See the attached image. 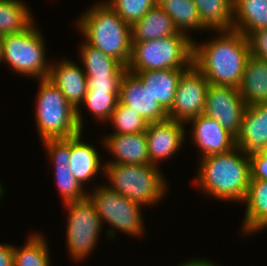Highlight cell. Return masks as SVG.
Segmentation results:
<instances>
[{
    "mask_svg": "<svg viewBox=\"0 0 267 266\" xmlns=\"http://www.w3.org/2000/svg\"><path fill=\"white\" fill-rule=\"evenodd\" d=\"M218 32L207 44L193 43V65L209 84L239 88L250 56L247 38L234 29Z\"/></svg>",
    "mask_w": 267,
    "mask_h": 266,
    "instance_id": "6da1fadb",
    "label": "cell"
},
{
    "mask_svg": "<svg viewBox=\"0 0 267 266\" xmlns=\"http://www.w3.org/2000/svg\"><path fill=\"white\" fill-rule=\"evenodd\" d=\"M198 170L196 182L204 193L223 201L244 202L251 180V163L249 155L240 148L201 158Z\"/></svg>",
    "mask_w": 267,
    "mask_h": 266,
    "instance_id": "7a4b0ae2",
    "label": "cell"
},
{
    "mask_svg": "<svg viewBox=\"0 0 267 266\" xmlns=\"http://www.w3.org/2000/svg\"><path fill=\"white\" fill-rule=\"evenodd\" d=\"M77 24L87 44L128 66L132 51L131 25L108 3L103 1L92 6Z\"/></svg>",
    "mask_w": 267,
    "mask_h": 266,
    "instance_id": "3957f363",
    "label": "cell"
},
{
    "mask_svg": "<svg viewBox=\"0 0 267 266\" xmlns=\"http://www.w3.org/2000/svg\"><path fill=\"white\" fill-rule=\"evenodd\" d=\"M193 43L190 36L179 32L143 42H132L128 71L186 69L193 64Z\"/></svg>",
    "mask_w": 267,
    "mask_h": 266,
    "instance_id": "277c9868",
    "label": "cell"
},
{
    "mask_svg": "<svg viewBox=\"0 0 267 266\" xmlns=\"http://www.w3.org/2000/svg\"><path fill=\"white\" fill-rule=\"evenodd\" d=\"M111 190L141 206L156 204L165 195L166 182L155 165L104 163Z\"/></svg>",
    "mask_w": 267,
    "mask_h": 266,
    "instance_id": "5b68a950",
    "label": "cell"
},
{
    "mask_svg": "<svg viewBox=\"0 0 267 266\" xmlns=\"http://www.w3.org/2000/svg\"><path fill=\"white\" fill-rule=\"evenodd\" d=\"M35 119L41 140L68 138L82 132L76 109L48 78L39 79Z\"/></svg>",
    "mask_w": 267,
    "mask_h": 266,
    "instance_id": "8992f818",
    "label": "cell"
},
{
    "mask_svg": "<svg viewBox=\"0 0 267 266\" xmlns=\"http://www.w3.org/2000/svg\"><path fill=\"white\" fill-rule=\"evenodd\" d=\"M44 43L40 29L32 23L22 32L2 36V61L22 76L48 78L51 63L46 61Z\"/></svg>",
    "mask_w": 267,
    "mask_h": 266,
    "instance_id": "52a82bcc",
    "label": "cell"
},
{
    "mask_svg": "<svg viewBox=\"0 0 267 266\" xmlns=\"http://www.w3.org/2000/svg\"><path fill=\"white\" fill-rule=\"evenodd\" d=\"M88 192V197L94 203L97 214L103 222L111 225L107 235L110 239L115 236V230L128 235L141 236L144 233L141 205L111 190L107 185L98 186Z\"/></svg>",
    "mask_w": 267,
    "mask_h": 266,
    "instance_id": "ba28073f",
    "label": "cell"
},
{
    "mask_svg": "<svg viewBox=\"0 0 267 266\" xmlns=\"http://www.w3.org/2000/svg\"><path fill=\"white\" fill-rule=\"evenodd\" d=\"M64 204L68 207L67 249L74 260L81 261L95 248L102 222L89 197Z\"/></svg>",
    "mask_w": 267,
    "mask_h": 266,
    "instance_id": "9c48e42d",
    "label": "cell"
},
{
    "mask_svg": "<svg viewBox=\"0 0 267 266\" xmlns=\"http://www.w3.org/2000/svg\"><path fill=\"white\" fill-rule=\"evenodd\" d=\"M209 82L204 75L192 64L180 75L177 89L168 119L184 124L203 114Z\"/></svg>",
    "mask_w": 267,
    "mask_h": 266,
    "instance_id": "30bf717a",
    "label": "cell"
},
{
    "mask_svg": "<svg viewBox=\"0 0 267 266\" xmlns=\"http://www.w3.org/2000/svg\"><path fill=\"white\" fill-rule=\"evenodd\" d=\"M246 107L239 88L210 84L203 114L218 121L224 129L237 137Z\"/></svg>",
    "mask_w": 267,
    "mask_h": 266,
    "instance_id": "8fae6325",
    "label": "cell"
},
{
    "mask_svg": "<svg viewBox=\"0 0 267 266\" xmlns=\"http://www.w3.org/2000/svg\"><path fill=\"white\" fill-rule=\"evenodd\" d=\"M46 152L55 168L56 185L63 201H79L88 197L79 181L71 173L70 137L43 140Z\"/></svg>",
    "mask_w": 267,
    "mask_h": 266,
    "instance_id": "7c38bea8",
    "label": "cell"
},
{
    "mask_svg": "<svg viewBox=\"0 0 267 266\" xmlns=\"http://www.w3.org/2000/svg\"><path fill=\"white\" fill-rule=\"evenodd\" d=\"M119 102L132 108L147 123L168 119V112L152 97L141 80L126 70L120 82Z\"/></svg>",
    "mask_w": 267,
    "mask_h": 266,
    "instance_id": "4fadbf2b",
    "label": "cell"
},
{
    "mask_svg": "<svg viewBox=\"0 0 267 266\" xmlns=\"http://www.w3.org/2000/svg\"><path fill=\"white\" fill-rule=\"evenodd\" d=\"M183 124L171 119L148 123L146 137L151 165L157 166L158 162L168 159L181 148L186 138Z\"/></svg>",
    "mask_w": 267,
    "mask_h": 266,
    "instance_id": "5bb4252c",
    "label": "cell"
},
{
    "mask_svg": "<svg viewBox=\"0 0 267 266\" xmlns=\"http://www.w3.org/2000/svg\"><path fill=\"white\" fill-rule=\"evenodd\" d=\"M50 64L48 79L54 83L67 101L76 109V117L82 130L83 118L79 106L88 90V80L85 71L72 61L63 60L57 64Z\"/></svg>",
    "mask_w": 267,
    "mask_h": 266,
    "instance_id": "9a60e30c",
    "label": "cell"
},
{
    "mask_svg": "<svg viewBox=\"0 0 267 266\" xmlns=\"http://www.w3.org/2000/svg\"><path fill=\"white\" fill-rule=\"evenodd\" d=\"M189 123H192V141L201 151L200 158L224 154L236 148V137L215 119L201 114Z\"/></svg>",
    "mask_w": 267,
    "mask_h": 266,
    "instance_id": "2e32d148",
    "label": "cell"
},
{
    "mask_svg": "<svg viewBox=\"0 0 267 266\" xmlns=\"http://www.w3.org/2000/svg\"><path fill=\"white\" fill-rule=\"evenodd\" d=\"M236 147L247 155L267 148V103L246 107L236 137Z\"/></svg>",
    "mask_w": 267,
    "mask_h": 266,
    "instance_id": "e0dca14e",
    "label": "cell"
},
{
    "mask_svg": "<svg viewBox=\"0 0 267 266\" xmlns=\"http://www.w3.org/2000/svg\"><path fill=\"white\" fill-rule=\"evenodd\" d=\"M104 145L115 161L107 163L149 165L146 131L104 137Z\"/></svg>",
    "mask_w": 267,
    "mask_h": 266,
    "instance_id": "ac0fdd59",
    "label": "cell"
},
{
    "mask_svg": "<svg viewBox=\"0 0 267 266\" xmlns=\"http://www.w3.org/2000/svg\"><path fill=\"white\" fill-rule=\"evenodd\" d=\"M185 69H166L148 71H130L134 73L166 111H168L174 101L177 84L181 73Z\"/></svg>",
    "mask_w": 267,
    "mask_h": 266,
    "instance_id": "d6986e66",
    "label": "cell"
},
{
    "mask_svg": "<svg viewBox=\"0 0 267 266\" xmlns=\"http://www.w3.org/2000/svg\"><path fill=\"white\" fill-rule=\"evenodd\" d=\"M82 133L70 137V167L71 173L83 186L95 178L102 167L99 152L86 142L81 141Z\"/></svg>",
    "mask_w": 267,
    "mask_h": 266,
    "instance_id": "ffe728a7",
    "label": "cell"
},
{
    "mask_svg": "<svg viewBox=\"0 0 267 266\" xmlns=\"http://www.w3.org/2000/svg\"><path fill=\"white\" fill-rule=\"evenodd\" d=\"M239 92L247 106L267 103V60L250 55Z\"/></svg>",
    "mask_w": 267,
    "mask_h": 266,
    "instance_id": "44dd1931",
    "label": "cell"
},
{
    "mask_svg": "<svg viewBox=\"0 0 267 266\" xmlns=\"http://www.w3.org/2000/svg\"><path fill=\"white\" fill-rule=\"evenodd\" d=\"M243 203L246 204L243 234H252L267 228V180L251 179Z\"/></svg>",
    "mask_w": 267,
    "mask_h": 266,
    "instance_id": "7402d4cb",
    "label": "cell"
},
{
    "mask_svg": "<svg viewBox=\"0 0 267 266\" xmlns=\"http://www.w3.org/2000/svg\"><path fill=\"white\" fill-rule=\"evenodd\" d=\"M171 17L157 4L131 26L132 42H143L178 34Z\"/></svg>",
    "mask_w": 267,
    "mask_h": 266,
    "instance_id": "603a6c76",
    "label": "cell"
},
{
    "mask_svg": "<svg viewBox=\"0 0 267 266\" xmlns=\"http://www.w3.org/2000/svg\"><path fill=\"white\" fill-rule=\"evenodd\" d=\"M233 29L245 36L254 30L267 29V0H234Z\"/></svg>",
    "mask_w": 267,
    "mask_h": 266,
    "instance_id": "cb8c5ba5",
    "label": "cell"
},
{
    "mask_svg": "<svg viewBox=\"0 0 267 266\" xmlns=\"http://www.w3.org/2000/svg\"><path fill=\"white\" fill-rule=\"evenodd\" d=\"M234 0H193L200 20L206 29L215 31L233 29Z\"/></svg>",
    "mask_w": 267,
    "mask_h": 266,
    "instance_id": "d4e9b609",
    "label": "cell"
},
{
    "mask_svg": "<svg viewBox=\"0 0 267 266\" xmlns=\"http://www.w3.org/2000/svg\"><path fill=\"white\" fill-rule=\"evenodd\" d=\"M80 51L81 63L87 77L123 75L127 70L119 61L86 42L81 45Z\"/></svg>",
    "mask_w": 267,
    "mask_h": 266,
    "instance_id": "484cf974",
    "label": "cell"
},
{
    "mask_svg": "<svg viewBox=\"0 0 267 266\" xmlns=\"http://www.w3.org/2000/svg\"><path fill=\"white\" fill-rule=\"evenodd\" d=\"M157 4L171 17L176 29L187 35L188 29H205L193 0H157Z\"/></svg>",
    "mask_w": 267,
    "mask_h": 266,
    "instance_id": "4316f807",
    "label": "cell"
},
{
    "mask_svg": "<svg viewBox=\"0 0 267 266\" xmlns=\"http://www.w3.org/2000/svg\"><path fill=\"white\" fill-rule=\"evenodd\" d=\"M30 13L19 0H0V36L27 29L34 22Z\"/></svg>",
    "mask_w": 267,
    "mask_h": 266,
    "instance_id": "83f0119b",
    "label": "cell"
},
{
    "mask_svg": "<svg viewBox=\"0 0 267 266\" xmlns=\"http://www.w3.org/2000/svg\"><path fill=\"white\" fill-rule=\"evenodd\" d=\"M24 247L14 250V266H50L46 241L40 234H30Z\"/></svg>",
    "mask_w": 267,
    "mask_h": 266,
    "instance_id": "f1b7e54d",
    "label": "cell"
},
{
    "mask_svg": "<svg viewBox=\"0 0 267 266\" xmlns=\"http://www.w3.org/2000/svg\"><path fill=\"white\" fill-rule=\"evenodd\" d=\"M109 121L116 131L110 135L134 134L145 132L148 123L137 112L118 102Z\"/></svg>",
    "mask_w": 267,
    "mask_h": 266,
    "instance_id": "f546056e",
    "label": "cell"
},
{
    "mask_svg": "<svg viewBox=\"0 0 267 266\" xmlns=\"http://www.w3.org/2000/svg\"><path fill=\"white\" fill-rule=\"evenodd\" d=\"M119 102V93L101 90H87L83 104L95 118L108 121Z\"/></svg>",
    "mask_w": 267,
    "mask_h": 266,
    "instance_id": "4dcf8cb0",
    "label": "cell"
},
{
    "mask_svg": "<svg viewBox=\"0 0 267 266\" xmlns=\"http://www.w3.org/2000/svg\"><path fill=\"white\" fill-rule=\"evenodd\" d=\"M105 2L131 26L157 5V0H107Z\"/></svg>",
    "mask_w": 267,
    "mask_h": 266,
    "instance_id": "1f68e13d",
    "label": "cell"
},
{
    "mask_svg": "<svg viewBox=\"0 0 267 266\" xmlns=\"http://www.w3.org/2000/svg\"><path fill=\"white\" fill-rule=\"evenodd\" d=\"M123 75H101L87 77L88 90H101L110 93H119Z\"/></svg>",
    "mask_w": 267,
    "mask_h": 266,
    "instance_id": "d6a6232c",
    "label": "cell"
},
{
    "mask_svg": "<svg viewBox=\"0 0 267 266\" xmlns=\"http://www.w3.org/2000/svg\"><path fill=\"white\" fill-rule=\"evenodd\" d=\"M250 55L267 60V29H259L246 35Z\"/></svg>",
    "mask_w": 267,
    "mask_h": 266,
    "instance_id": "836d02e7",
    "label": "cell"
},
{
    "mask_svg": "<svg viewBox=\"0 0 267 266\" xmlns=\"http://www.w3.org/2000/svg\"><path fill=\"white\" fill-rule=\"evenodd\" d=\"M251 163V179L267 180V148L249 155Z\"/></svg>",
    "mask_w": 267,
    "mask_h": 266,
    "instance_id": "e575fe53",
    "label": "cell"
},
{
    "mask_svg": "<svg viewBox=\"0 0 267 266\" xmlns=\"http://www.w3.org/2000/svg\"><path fill=\"white\" fill-rule=\"evenodd\" d=\"M14 245L0 244V266H14Z\"/></svg>",
    "mask_w": 267,
    "mask_h": 266,
    "instance_id": "d590c367",
    "label": "cell"
},
{
    "mask_svg": "<svg viewBox=\"0 0 267 266\" xmlns=\"http://www.w3.org/2000/svg\"><path fill=\"white\" fill-rule=\"evenodd\" d=\"M178 266H216L214 263H212V261L210 262V260L208 261L207 259H191L188 262H184L181 265Z\"/></svg>",
    "mask_w": 267,
    "mask_h": 266,
    "instance_id": "8d00e7d4",
    "label": "cell"
},
{
    "mask_svg": "<svg viewBox=\"0 0 267 266\" xmlns=\"http://www.w3.org/2000/svg\"><path fill=\"white\" fill-rule=\"evenodd\" d=\"M2 58V36H0V62H3Z\"/></svg>",
    "mask_w": 267,
    "mask_h": 266,
    "instance_id": "74e56055",
    "label": "cell"
},
{
    "mask_svg": "<svg viewBox=\"0 0 267 266\" xmlns=\"http://www.w3.org/2000/svg\"><path fill=\"white\" fill-rule=\"evenodd\" d=\"M3 191H4V189L2 188V185L0 184V198H1L2 195H3Z\"/></svg>",
    "mask_w": 267,
    "mask_h": 266,
    "instance_id": "f35d334b",
    "label": "cell"
}]
</instances>
